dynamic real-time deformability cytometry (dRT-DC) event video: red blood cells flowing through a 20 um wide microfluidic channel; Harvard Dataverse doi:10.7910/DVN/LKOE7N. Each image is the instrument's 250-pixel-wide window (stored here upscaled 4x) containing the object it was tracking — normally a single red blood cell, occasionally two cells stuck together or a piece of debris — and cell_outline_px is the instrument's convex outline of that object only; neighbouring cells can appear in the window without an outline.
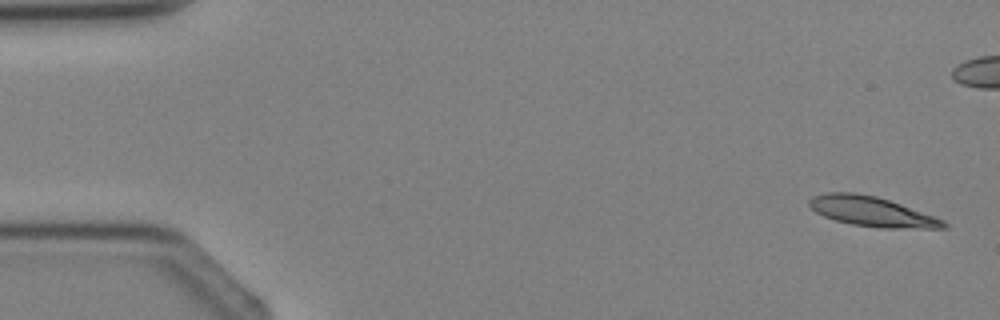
{"species": "Egyptian fruit bat (a non-hibernating species)", "species_latin": "Rousettus aegyptiacus", "temperature_condition": "cold", "stored_images_in_passage": 5, "camera_frame_rate_fps": 3000, "um_per_image_px": 0.085, "animal": {"sex": "female"}, "frame": {"image": 1, "passage_image": 1, "time_ms": 0.0, "image_size_px": [1000, 320], "cell_outline_px": [[948, 228], [880, 228], [852, 224], [836, 220], [824, 216], [816, 212], [808, 204], [808, 200], [812, 196], [824, 192], [856, 192], [876, 196], [900, 204], [944, 220], [948, 224]], "centroid_in_image_um": [74.07, 17.97], "position_along_channel_um": 10.9, "area_um2": 23.24}}
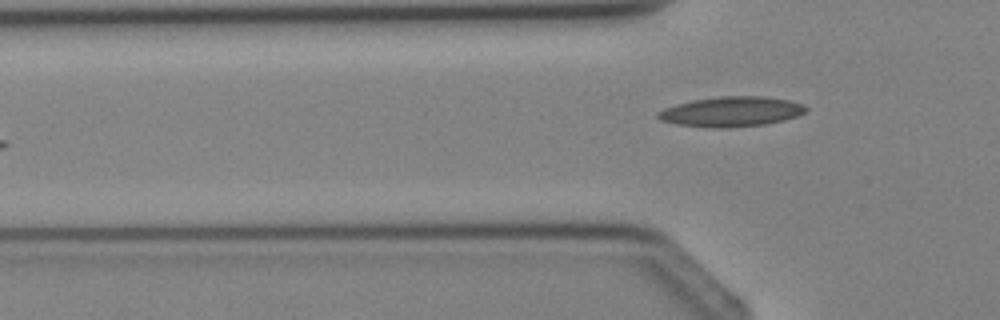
{"frame": {"image": 2, "passage_image": 4, "time_ms": 4.667, "image_size_px": [1000, 320], "cell_outline_px": [[808, 108], [804, 112], [796, 116], [784, 120], [764, 124], [728, 128], [712, 128], [676, 124], [660, 120], [656, 116], [656, 112], [664, 108], [676, 104], [692, 100], [720, 96], [764, 96], [788, 100], [800, 104]], "centroid_in_image_um": [62.1, 9.49], "position_along_channel_um": 63.7, "area_um2": 25.84}}
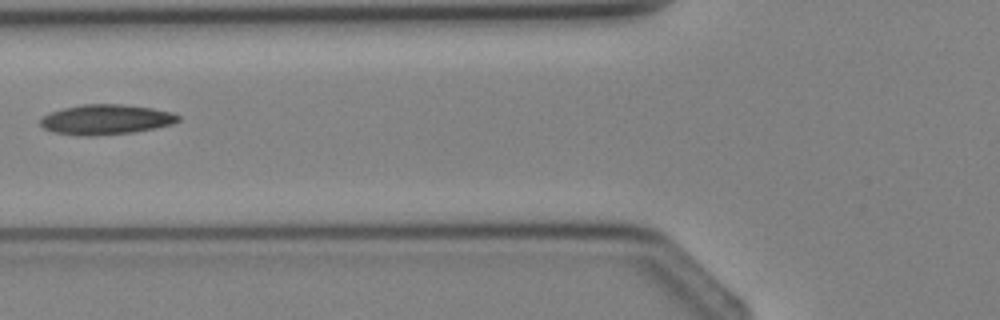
{"frame": {"image": 3, "passage_image": 5, "time_ms": 5.667, "image_size_px": [1000, 320], "cell_outline_px": [[180, 120], [172, 124], [156, 128], [132, 132], [92, 136], [84, 136], [52, 132], [44, 128], [40, 124], [40, 120], [48, 112], [64, 108], [84, 104], [120, 104], [152, 108], [172, 112], [180, 116]], "centroid_in_image_um": [9.0, 10.16], "position_along_channel_um": 116.8, "area_um2": 24.1}}